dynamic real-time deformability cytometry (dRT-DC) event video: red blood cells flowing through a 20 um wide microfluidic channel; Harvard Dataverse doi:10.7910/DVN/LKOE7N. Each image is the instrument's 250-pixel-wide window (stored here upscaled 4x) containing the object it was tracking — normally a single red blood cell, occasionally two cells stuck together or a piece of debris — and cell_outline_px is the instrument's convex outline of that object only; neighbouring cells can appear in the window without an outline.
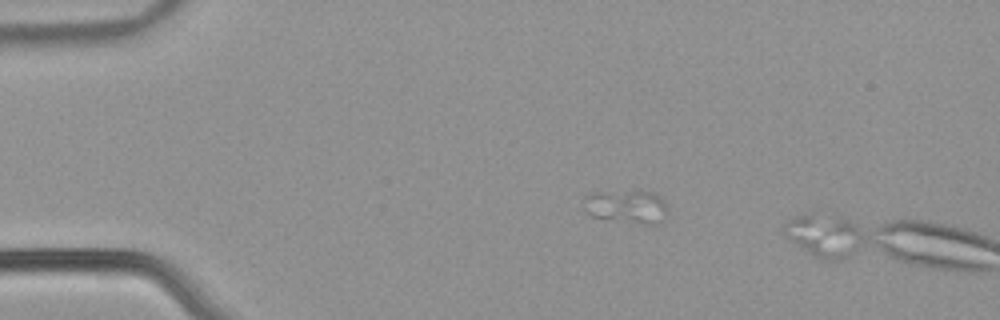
{"species": "common noctule bat (a hibernating species)", "species_latin": "Nyctalus noctula", "temperature_condition": "warm", "stored_images_in_passage": 2, "camera_frame_rate_fps": 3000, "um_per_image_px": 0.085, "animal": {"sex": "male", "body_mass_g": 21.5, "forearm_length_mm": 52.0}, "frame": {"image": 1, "passage_image": 1, "time_ms": 0.0, "image_size_px": [1000, 320], "cell_outline_px": [[668, 216], [664, 220], [656, 224], [640, 224], [592, 216], [584, 208], [584, 196], [592, 192], [652, 192], [664, 204]], "centroid_in_image_um": [53.24, 17.58], "position_along_channel_um": 31.8, "area_um2": 15.9}}